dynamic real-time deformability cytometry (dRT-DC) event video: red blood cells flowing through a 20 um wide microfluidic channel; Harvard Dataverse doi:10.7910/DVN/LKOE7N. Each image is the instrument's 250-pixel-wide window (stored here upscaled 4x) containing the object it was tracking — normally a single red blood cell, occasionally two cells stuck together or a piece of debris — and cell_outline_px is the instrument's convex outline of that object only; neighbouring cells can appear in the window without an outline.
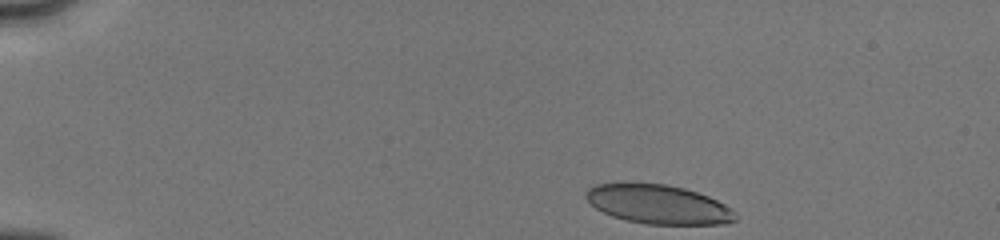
{"species": "human", "species_latin": "Homo sapiens", "temperature_condition": "cold", "stored_images_in_passage": 3, "camera_frame_rate_fps": 3000, "um_per_image_px": 0.085, "donor": {"sex": "male"}, "frame": {"image": 1, "passage_image": 1, "time_ms": 0.0, "image_size_px": [1000, 240], "cell_outline_px": [[740, 216], [736, 220], [728, 224], [644, 224], [624, 220], [612, 216], [596, 208], [584, 196], [584, 192], [588, 188], [596, 184], [624, 180], [668, 184], [684, 188], [708, 196], [732, 208]], "centroid_in_image_um": [55.93, 17.33], "position_along_channel_um": 29.1, "area_um2": 35.08}}